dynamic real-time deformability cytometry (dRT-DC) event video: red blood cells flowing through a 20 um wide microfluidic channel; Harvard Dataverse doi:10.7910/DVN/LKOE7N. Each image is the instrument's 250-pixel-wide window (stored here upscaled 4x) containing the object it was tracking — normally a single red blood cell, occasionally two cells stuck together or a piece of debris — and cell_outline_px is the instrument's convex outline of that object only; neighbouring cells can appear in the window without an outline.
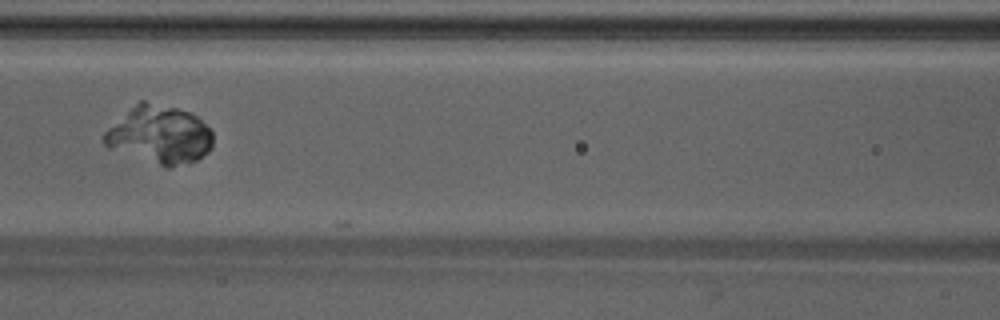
{"species": "Egyptian fruit bat (a non-hibernating species)", "species_latin": "Rousettus aegyptiacus", "temperature_condition": "warm", "stored_images_in_passage": 34, "camera_frame_rate_fps": 3000, "um_per_image_px": 0.085, "animal": {"sex": "male"}, "frame": {"image": 1, "passage_image": 8, "time_ms": 2.333, "image_size_px": [1000, 320], "cell_outline_px": [[212, 148], [208, 152], [196, 160], [168, 168], [164, 168], [108, 148], [104, 144], [104, 132], [108, 128], [140, 100], [144, 100], [192, 112], [212, 132]], "centroid_in_image_um": [13.55, 11.48], "position_along_channel_um": 153.0, "area_um2": 36.65}}
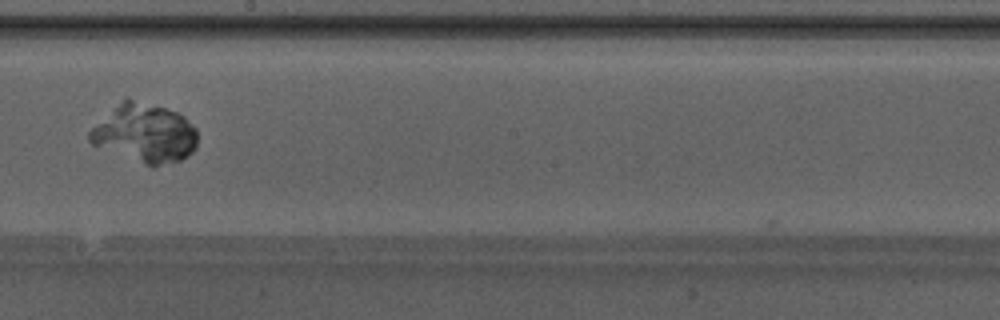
{"frame": {"image": 2, "passage_image": 14, "time_ms": 4.333, "image_size_px": [1000, 320], "cell_outline_px": [[196, 148], [188, 156], [180, 160], [152, 168], [92, 144], [88, 140], [88, 132], [92, 128], [128, 96], [176, 112], [184, 116], [196, 128]], "centroid_in_image_um": [12.33, 11.35], "position_along_channel_um": 235.9, "area_um2": 36.7}}
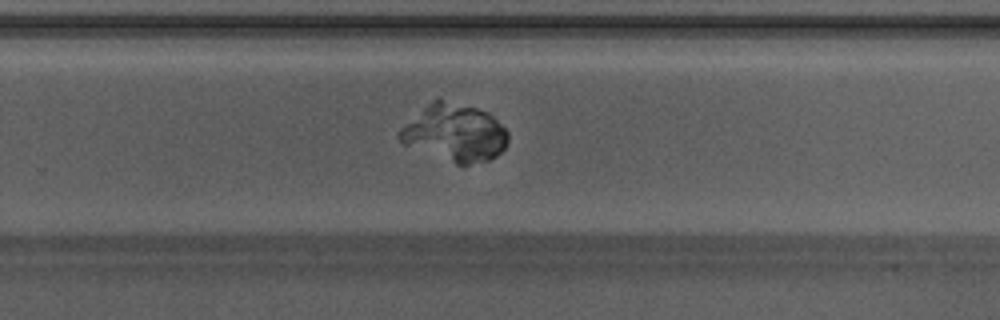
{"frame": {"image": 3, "passage_image": 18, "time_ms": 5.667, "image_size_px": [1000, 320], "cell_outline_px": [[508, 140], [504, 148], [496, 156], [488, 160], [468, 164], [456, 164], [404, 144], [396, 136], [396, 132], [400, 128], [436, 96], [476, 108], [488, 112], [508, 132]], "centroid_in_image_um": [38.62, 11.26], "position_along_channel_um": 291.2, "area_um2": 36.13}}